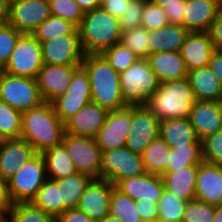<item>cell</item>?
Returning a JSON list of instances; mask_svg holds the SVG:
<instances>
[{"label": "cell", "mask_w": 222, "mask_h": 222, "mask_svg": "<svg viewBox=\"0 0 222 222\" xmlns=\"http://www.w3.org/2000/svg\"><path fill=\"white\" fill-rule=\"evenodd\" d=\"M65 135L64 122L56 115L51 103L21 112V137L38 154L61 145Z\"/></svg>", "instance_id": "cell-1"}, {"label": "cell", "mask_w": 222, "mask_h": 222, "mask_svg": "<svg viewBox=\"0 0 222 222\" xmlns=\"http://www.w3.org/2000/svg\"><path fill=\"white\" fill-rule=\"evenodd\" d=\"M81 66L90 80L91 101L108 111L128 106L121 94L120 77L101 54H87Z\"/></svg>", "instance_id": "cell-2"}, {"label": "cell", "mask_w": 222, "mask_h": 222, "mask_svg": "<svg viewBox=\"0 0 222 222\" xmlns=\"http://www.w3.org/2000/svg\"><path fill=\"white\" fill-rule=\"evenodd\" d=\"M195 98L187 77L159 84L146 106L159 121L189 118Z\"/></svg>", "instance_id": "cell-3"}, {"label": "cell", "mask_w": 222, "mask_h": 222, "mask_svg": "<svg viewBox=\"0 0 222 222\" xmlns=\"http://www.w3.org/2000/svg\"><path fill=\"white\" fill-rule=\"evenodd\" d=\"M78 30L85 55L101 54L121 41L122 31L119 19L110 15L102 7L84 13Z\"/></svg>", "instance_id": "cell-4"}, {"label": "cell", "mask_w": 222, "mask_h": 222, "mask_svg": "<svg viewBox=\"0 0 222 222\" xmlns=\"http://www.w3.org/2000/svg\"><path fill=\"white\" fill-rule=\"evenodd\" d=\"M120 89L125 103L146 105L159 88V80L146 59H138L119 73Z\"/></svg>", "instance_id": "cell-5"}, {"label": "cell", "mask_w": 222, "mask_h": 222, "mask_svg": "<svg viewBox=\"0 0 222 222\" xmlns=\"http://www.w3.org/2000/svg\"><path fill=\"white\" fill-rule=\"evenodd\" d=\"M46 180L45 162L37 153L7 181L13 204L30 203Z\"/></svg>", "instance_id": "cell-6"}, {"label": "cell", "mask_w": 222, "mask_h": 222, "mask_svg": "<svg viewBox=\"0 0 222 222\" xmlns=\"http://www.w3.org/2000/svg\"><path fill=\"white\" fill-rule=\"evenodd\" d=\"M0 100L20 112L36 108L44 102L36 79L12 76L1 70Z\"/></svg>", "instance_id": "cell-7"}, {"label": "cell", "mask_w": 222, "mask_h": 222, "mask_svg": "<svg viewBox=\"0 0 222 222\" xmlns=\"http://www.w3.org/2000/svg\"><path fill=\"white\" fill-rule=\"evenodd\" d=\"M145 173L142 155L131 151L126 146L102 151L100 179H105L115 186L122 179Z\"/></svg>", "instance_id": "cell-8"}, {"label": "cell", "mask_w": 222, "mask_h": 222, "mask_svg": "<svg viewBox=\"0 0 222 222\" xmlns=\"http://www.w3.org/2000/svg\"><path fill=\"white\" fill-rule=\"evenodd\" d=\"M43 65L41 43L32 34L23 33L1 71L12 76L36 79Z\"/></svg>", "instance_id": "cell-9"}, {"label": "cell", "mask_w": 222, "mask_h": 222, "mask_svg": "<svg viewBox=\"0 0 222 222\" xmlns=\"http://www.w3.org/2000/svg\"><path fill=\"white\" fill-rule=\"evenodd\" d=\"M61 144L66 148L79 173L92 179L100 178L102 150L95 138L65 134Z\"/></svg>", "instance_id": "cell-10"}, {"label": "cell", "mask_w": 222, "mask_h": 222, "mask_svg": "<svg viewBox=\"0 0 222 222\" xmlns=\"http://www.w3.org/2000/svg\"><path fill=\"white\" fill-rule=\"evenodd\" d=\"M43 64L81 66L84 59L79 30L41 43Z\"/></svg>", "instance_id": "cell-11"}, {"label": "cell", "mask_w": 222, "mask_h": 222, "mask_svg": "<svg viewBox=\"0 0 222 222\" xmlns=\"http://www.w3.org/2000/svg\"><path fill=\"white\" fill-rule=\"evenodd\" d=\"M91 102L88 73L80 66L73 74L71 84L65 94L51 104L56 115L65 123L83 106Z\"/></svg>", "instance_id": "cell-12"}, {"label": "cell", "mask_w": 222, "mask_h": 222, "mask_svg": "<svg viewBox=\"0 0 222 222\" xmlns=\"http://www.w3.org/2000/svg\"><path fill=\"white\" fill-rule=\"evenodd\" d=\"M160 121L146 105H132V126L125 146L143 154L146 147L159 136Z\"/></svg>", "instance_id": "cell-13"}, {"label": "cell", "mask_w": 222, "mask_h": 222, "mask_svg": "<svg viewBox=\"0 0 222 222\" xmlns=\"http://www.w3.org/2000/svg\"><path fill=\"white\" fill-rule=\"evenodd\" d=\"M132 126V105L109 111L103 126L95 137L102 151L125 146Z\"/></svg>", "instance_id": "cell-14"}, {"label": "cell", "mask_w": 222, "mask_h": 222, "mask_svg": "<svg viewBox=\"0 0 222 222\" xmlns=\"http://www.w3.org/2000/svg\"><path fill=\"white\" fill-rule=\"evenodd\" d=\"M50 16L48 0H15L9 3L8 23L21 33L31 34Z\"/></svg>", "instance_id": "cell-15"}, {"label": "cell", "mask_w": 222, "mask_h": 222, "mask_svg": "<svg viewBox=\"0 0 222 222\" xmlns=\"http://www.w3.org/2000/svg\"><path fill=\"white\" fill-rule=\"evenodd\" d=\"M80 66L44 64L36 81L44 102L52 103L63 96L71 84L74 72Z\"/></svg>", "instance_id": "cell-16"}, {"label": "cell", "mask_w": 222, "mask_h": 222, "mask_svg": "<svg viewBox=\"0 0 222 222\" xmlns=\"http://www.w3.org/2000/svg\"><path fill=\"white\" fill-rule=\"evenodd\" d=\"M115 186L105 179H92L82 194L78 209L93 222H101L109 215L111 193Z\"/></svg>", "instance_id": "cell-17"}, {"label": "cell", "mask_w": 222, "mask_h": 222, "mask_svg": "<svg viewBox=\"0 0 222 222\" xmlns=\"http://www.w3.org/2000/svg\"><path fill=\"white\" fill-rule=\"evenodd\" d=\"M108 110L97 103L89 102L65 123V134L95 138L105 122Z\"/></svg>", "instance_id": "cell-18"}, {"label": "cell", "mask_w": 222, "mask_h": 222, "mask_svg": "<svg viewBox=\"0 0 222 222\" xmlns=\"http://www.w3.org/2000/svg\"><path fill=\"white\" fill-rule=\"evenodd\" d=\"M115 187L134 201L143 199L157 204L165 190L162 176L147 172L141 176L122 179Z\"/></svg>", "instance_id": "cell-19"}, {"label": "cell", "mask_w": 222, "mask_h": 222, "mask_svg": "<svg viewBox=\"0 0 222 222\" xmlns=\"http://www.w3.org/2000/svg\"><path fill=\"white\" fill-rule=\"evenodd\" d=\"M37 153L24 139H4L0 141V176L8 181L20 167Z\"/></svg>", "instance_id": "cell-20"}, {"label": "cell", "mask_w": 222, "mask_h": 222, "mask_svg": "<svg viewBox=\"0 0 222 222\" xmlns=\"http://www.w3.org/2000/svg\"><path fill=\"white\" fill-rule=\"evenodd\" d=\"M195 199L215 206L222 204V165L203 161L198 165Z\"/></svg>", "instance_id": "cell-21"}, {"label": "cell", "mask_w": 222, "mask_h": 222, "mask_svg": "<svg viewBox=\"0 0 222 222\" xmlns=\"http://www.w3.org/2000/svg\"><path fill=\"white\" fill-rule=\"evenodd\" d=\"M189 120L200 141L216 133L222 129L221 102L195 101Z\"/></svg>", "instance_id": "cell-22"}, {"label": "cell", "mask_w": 222, "mask_h": 222, "mask_svg": "<svg viewBox=\"0 0 222 222\" xmlns=\"http://www.w3.org/2000/svg\"><path fill=\"white\" fill-rule=\"evenodd\" d=\"M221 6L220 0H185L183 26L189 32H208Z\"/></svg>", "instance_id": "cell-23"}, {"label": "cell", "mask_w": 222, "mask_h": 222, "mask_svg": "<svg viewBox=\"0 0 222 222\" xmlns=\"http://www.w3.org/2000/svg\"><path fill=\"white\" fill-rule=\"evenodd\" d=\"M213 51L208 32H189L182 44L180 54L187 71H191L207 66Z\"/></svg>", "instance_id": "cell-24"}, {"label": "cell", "mask_w": 222, "mask_h": 222, "mask_svg": "<svg viewBox=\"0 0 222 222\" xmlns=\"http://www.w3.org/2000/svg\"><path fill=\"white\" fill-rule=\"evenodd\" d=\"M146 60L160 83L187 77L188 71L180 51L151 53Z\"/></svg>", "instance_id": "cell-25"}, {"label": "cell", "mask_w": 222, "mask_h": 222, "mask_svg": "<svg viewBox=\"0 0 222 222\" xmlns=\"http://www.w3.org/2000/svg\"><path fill=\"white\" fill-rule=\"evenodd\" d=\"M187 78L196 101H221L222 84L208 65L188 71Z\"/></svg>", "instance_id": "cell-26"}, {"label": "cell", "mask_w": 222, "mask_h": 222, "mask_svg": "<svg viewBox=\"0 0 222 222\" xmlns=\"http://www.w3.org/2000/svg\"><path fill=\"white\" fill-rule=\"evenodd\" d=\"M198 165L187 166L162 175L165 190L183 201L195 199Z\"/></svg>", "instance_id": "cell-27"}, {"label": "cell", "mask_w": 222, "mask_h": 222, "mask_svg": "<svg viewBox=\"0 0 222 222\" xmlns=\"http://www.w3.org/2000/svg\"><path fill=\"white\" fill-rule=\"evenodd\" d=\"M188 33L189 31L184 26L178 24H168L149 31L150 54L180 51Z\"/></svg>", "instance_id": "cell-28"}, {"label": "cell", "mask_w": 222, "mask_h": 222, "mask_svg": "<svg viewBox=\"0 0 222 222\" xmlns=\"http://www.w3.org/2000/svg\"><path fill=\"white\" fill-rule=\"evenodd\" d=\"M159 135L170 147L201 144L189 118L160 121Z\"/></svg>", "instance_id": "cell-29"}, {"label": "cell", "mask_w": 222, "mask_h": 222, "mask_svg": "<svg viewBox=\"0 0 222 222\" xmlns=\"http://www.w3.org/2000/svg\"><path fill=\"white\" fill-rule=\"evenodd\" d=\"M41 155L45 162L47 179L55 181L79 173L62 144L42 152Z\"/></svg>", "instance_id": "cell-30"}, {"label": "cell", "mask_w": 222, "mask_h": 222, "mask_svg": "<svg viewBox=\"0 0 222 222\" xmlns=\"http://www.w3.org/2000/svg\"><path fill=\"white\" fill-rule=\"evenodd\" d=\"M30 203L56 220L63 213L61 187L56 181L47 179Z\"/></svg>", "instance_id": "cell-31"}, {"label": "cell", "mask_w": 222, "mask_h": 222, "mask_svg": "<svg viewBox=\"0 0 222 222\" xmlns=\"http://www.w3.org/2000/svg\"><path fill=\"white\" fill-rule=\"evenodd\" d=\"M170 148L160 135L155 138L142 154L145 171L162 176L169 165Z\"/></svg>", "instance_id": "cell-32"}, {"label": "cell", "mask_w": 222, "mask_h": 222, "mask_svg": "<svg viewBox=\"0 0 222 222\" xmlns=\"http://www.w3.org/2000/svg\"><path fill=\"white\" fill-rule=\"evenodd\" d=\"M91 180V177L83 173L55 180L59 187H61L63 213L67 209H78L80 198Z\"/></svg>", "instance_id": "cell-33"}, {"label": "cell", "mask_w": 222, "mask_h": 222, "mask_svg": "<svg viewBox=\"0 0 222 222\" xmlns=\"http://www.w3.org/2000/svg\"><path fill=\"white\" fill-rule=\"evenodd\" d=\"M109 214L117 217L121 222H143L135 201L116 187L111 193Z\"/></svg>", "instance_id": "cell-34"}, {"label": "cell", "mask_w": 222, "mask_h": 222, "mask_svg": "<svg viewBox=\"0 0 222 222\" xmlns=\"http://www.w3.org/2000/svg\"><path fill=\"white\" fill-rule=\"evenodd\" d=\"M202 161L201 144L171 147L169 165L166 172H176L187 166L199 165Z\"/></svg>", "instance_id": "cell-35"}, {"label": "cell", "mask_w": 222, "mask_h": 222, "mask_svg": "<svg viewBox=\"0 0 222 222\" xmlns=\"http://www.w3.org/2000/svg\"><path fill=\"white\" fill-rule=\"evenodd\" d=\"M78 27L70 21L51 15L41 23L31 34L40 43L57 36L71 35Z\"/></svg>", "instance_id": "cell-36"}, {"label": "cell", "mask_w": 222, "mask_h": 222, "mask_svg": "<svg viewBox=\"0 0 222 222\" xmlns=\"http://www.w3.org/2000/svg\"><path fill=\"white\" fill-rule=\"evenodd\" d=\"M21 137V112L0 100V140Z\"/></svg>", "instance_id": "cell-37"}, {"label": "cell", "mask_w": 222, "mask_h": 222, "mask_svg": "<svg viewBox=\"0 0 222 222\" xmlns=\"http://www.w3.org/2000/svg\"><path fill=\"white\" fill-rule=\"evenodd\" d=\"M149 30L143 26L123 31L121 41L124 46L128 47L139 59H146L150 54Z\"/></svg>", "instance_id": "cell-38"}, {"label": "cell", "mask_w": 222, "mask_h": 222, "mask_svg": "<svg viewBox=\"0 0 222 222\" xmlns=\"http://www.w3.org/2000/svg\"><path fill=\"white\" fill-rule=\"evenodd\" d=\"M187 201L180 200L174 194L164 190L158 201L159 222H182V216Z\"/></svg>", "instance_id": "cell-39"}, {"label": "cell", "mask_w": 222, "mask_h": 222, "mask_svg": "<svg viewBox=\"0 0 222 222\" xmlns=\"http://www.w3.org/2000/svg\"><path fill=\"white\" fill-rule=\"evenodd\" d=\"M6 222H55V219L31 203L13 204Z\"/></svg>", "instance_id": "cell-40"}, {"label": "cell", "mask_w": 222, "mask_h": 222, "mask_svg": "<svg viewBox=\"0 0 222 222\" xmlns=\"http://www.w3.org/2000/svg\"><path fill=\"white\" fill-rule=\"evenodd\" d=\"M101 55L118 73L125 71L139 59L133 51L122 43H117L116 45L109 47L104 50Z\"/></svg>", "instance_id": "cell-41"}, {"label": "cell", "mask_w": 222, "mask_h": 222, "mask_svg": "<svg viewBox=\"0 0 222 222\" xmlns=\"http://www.w3.org/2000/svg\"><path fill=\"white\" fill-rule=\"evenodd\" d=\"M51 15L60 17L80 26L84 12L76 0H48Z\"/></svg>", "instance_id": "cell-42"}, {"label": "cell", "mask_w": 222, "mask_h": 222, "mask_svg": "<svg viewBox=\"0 0 222 222\" xmlns=\"http://www.w3.org/2000/svg\"><path fill=\"white\" fill-rule=\"evenodd\" d=\"M216 206L196 199L185 205L182 222H213Z\"/></svg>", "instance_id": "cell-43"}, {"label": "cell", "mask_w": 222, "mask_h": 222, "mask_svg": "<svg viewBox=\"0 0 222 222\" xmlns=\"http://www.w3.org/2000/svg\"><path fill=\"white\" fill-rule=\"evenodd\" d=\"M22 34L8 22L0 25V70L9 61L16 43Z\"/></svg>", "instance_id": "cell-44"}, {"label": "cell", "mask_w": 222, "mask_h": 222, "mask_svg": "<svg viewBox=\"0 0 222 222\" xmlns=\"http://www.w3.org/2000/svg\"><path fill=\"white\" fill-rule=\"evenodd\" d=\"M202 160L222 165V129L201 140Z\"/></svg>", "instance_id": "cell-45"}, {"label": "cell", "mask_w": 222, "mask_h": 222, "mask_svg": "<svg viewBox=\"0 0 222 222\" xmlns=\"http://www.w3.org/2000/svg\"><path fill=\"white\" fill-rule=\"evenodd\" d=\"M168 24L169 21L164 10L160 6L153 4L150 0H147L142 13L141 26L152 31Z\"/></svg>", "instance_id": "cell-46"}, {"label": "cell", "mask_w": 222, "mask_h": 222, "mask_svg": "<svg viewBox=\"0 0 222 222\" xmlns=\"http://www.w3.org/2000/svg\"><path fill=\"white\" fill-rule=\"evenodd\" d=\"M147 0H130L128 7L119 18L121 31H128L141 26L142 13Z\"/></svg>", "instance_id": "cell-47"}, {"label": "cell", "mask_w": 222, "mask_h": 222, "mask_svg": "<svg viewBox=\"0 0 222 222\" xmlns=\"http://www.w3.org/2000/svg\"><path fill=\"white\" fill-rule=\"evenodd\" d=\"M135 206H138V212L143 222L158 221V204L142 200L135 201Z\"/></svg>", "instance_id": "cell-48"}, {"label": "cell", "mask_w": 222, "mask_h": 222, "mask_svg": "<svg viewBox=\"0 0 222 222\" xmlns=\"http://www.w3.org/2000/svg\"><path fill=\"white\" fill-rule=\"evenodd\" d=\"M214 50L222 51V6L208 31Z\"/></svg>", "instance_id": "cell-49"}, {"label": "cell", "mask_w": 222, "mask_h": 222, "mask_svg": "<svg viewBox=\"0 0 222 222\" xmlns=\"http://www.w3.org/2000/svg\"><path fill=\"white\" fill-rule=\"evenodd\" d=\"M130 0H101V7L110 15L120 18L128 7Z\"/></svg>", "instance_id": "cell-50"}, {"label": "cell", "mask_w": 222, "mask_h": 222, "mask_svg": "<svg viewBox=\"0 0 222 222\" xmlns=\"http://www.w3.org/2000/svg\"><path fill=\"white\" fill-rule=\"evenodd\" d=\"M13 202L8 192V182L0 176V214L6 219L12 210Z\"/></svg>", "instance_id": "cell-51"}, {"label": "cell", "mask_w": 222, "mask_h": 222, "mask_svg": "<svg viewBox=\"0 0 222 222\" xmlns=\"http://www.w3.org/2000/svg\"><path fill=\"white\" fill-rule=\"evenodd\" d=\"M56 221L58 222H93L91 218L79 209H67Z\"/></svg>", "instance_id": "cell-52"}, {"label": "cell", "mask_w": 222, "mask_h": 222, "mask_svg": "<svg viewBox=\"0 0 222 222\" xmlns=\"http://www.w3.org/2000/svg\"><path fill=\"white\" fill-rule=\"evenodd\" d=\"M184 9L185 0H182V6L164 7L163 10L167 16L169 24H178L183 26Z\"/></svg>", "instance_id": "cell-53"}, {"label": "cell", "mask_w": 222, "mask_h": 222, "mask_svg": "<svg viewBox=\"0 0 222 222\" xmlns=\"http://www.w3.org/2000/svg\"><path fill=\"white\" fill-rule=\"evenodd\" d=\"M208 67L212 70L214 75L218 78L220 83L222 84V51L221 50H214Z\"/></svg>", "instance_id": "cell-54"}, {"label": "cell", "mask_w": 222, "mask_h": 222, "mask_svg": "<svg viewBox=\"0 0 222 222\" xmlns=\"http://www.w3.org/2000/svg\"><path fill=\"white\" fill-rule=\"evenodd\" d=\"M76 2L84 13L101 7V0H76Z\"/></svg>", "instance_id": "cell-55"}, {"label": "cell", "mask_w": 222, "mask_h": 222, "mask_svg": "<svg viewBox=\"0 0 222 222\" xmlns=\"http://www.w3.org/2000/svg\"><path fill=\"white\" fill-rule=\"evenodd\" d=\"M9 17V2L8 0H0V25L7 23Z\"/></svg>", "instance_id": "cell-56"}, {"label": "cell", "mask_w": 222, "mask_h": 222, "mask_svg": "<svg viewBox=\"0 0 222 222\" xmlns=\"http://www.w3.org/2000/svg\"><path fill=\"white\" fill-rule=\"evenodd\" d=\"M153 4L164 7L182 6V0H150Z\"/></svg>", "instance_id": "cell-57"}, {"label": "cell", "mask_w": 222, "mask_h": 222, "mask_svg": "<svg viewBox=\"0 0 222 222\" xmlns=\"http://www.w3.org/2000/svg\"><path fill=\"white\" fill-rule=\"evenodd\" d=\"M213 222H222V204L216 206Z\"/></svg>", "instance_id": "cell-58"}, {"label": "cell", "mask_w": 222, "mask_h": 222, "mask_svg": "<svg viewBox=\"0 0 222 222\" xmlns=\"http://www.w3.org/2000/svg\"><path fill=\"white\" fill-rule=\"evenodd\" d=\"M101 222H121V220L109 214Z\"/></svg>", "instance_id": "cell-59"}, {"label": "cell", "mask_w": 222, "mask_h": 222, "mask_svg": "<svg viewBox=\"0 0 222 222\" xmlns=\"http://www.w3.org/2000/svg\"><path fill=\"white\" fill-rule=\"evenodd\" d=\"M0 222H6V219L0 214Z\"/></svg>", "instance_id": "cell-60"}]
</instances>
